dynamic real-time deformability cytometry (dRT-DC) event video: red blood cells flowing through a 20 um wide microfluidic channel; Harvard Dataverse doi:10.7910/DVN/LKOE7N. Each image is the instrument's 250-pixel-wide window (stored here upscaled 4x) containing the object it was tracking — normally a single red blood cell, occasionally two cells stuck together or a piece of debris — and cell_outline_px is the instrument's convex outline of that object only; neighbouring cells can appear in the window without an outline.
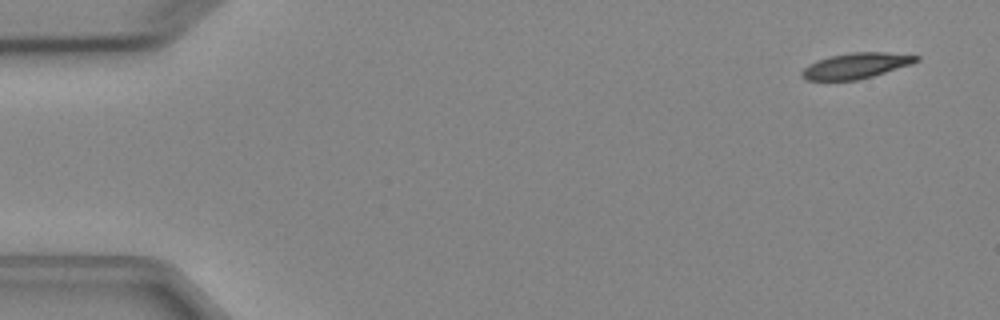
{"species": "Egyptian fruit bat (a non-hibernating species)", "species_latin": "Rousettus aegyptiacus", "temperature_condition": "cold", "stored_images_in_passage": 4, "camera_frame_rate_fps": 3000, "um_per_image_px": 0.085, "animal": {"sex": "female"}, "frame": {"image": 1, "passage_image": 1, "time_ms": 0.0, "image_size_px": [1000, 320], "cell_outline_px": [[920, 60], [912, 64], [872, 76], [856, 80], [808, 80], [800, 76], [800, 72], [808, 64], [816, 60], [828, 56], [852, 52], [888, 52], [920, 56]], "centroid_in_image_um": [72.74, 5.57], "position_along_channel_um": 12.3, "area_um2": 17.17}}
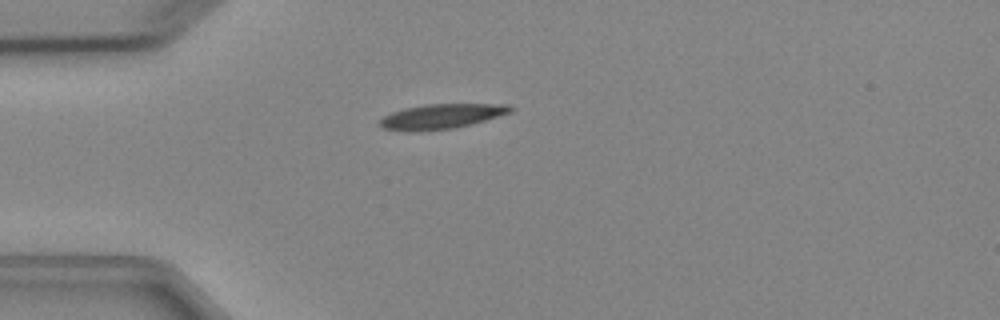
{"frame": {"image": 2, "passage_image": 4, "time_ms": 3.667, "image_size_px": [1000, 320], "cell_outline_px": [[512, 112], [484, 120], [452, 128], [416, 132], [408, 132], [380, 128], [380, 120], [384, 116], [392, 112], [404, 108], [424, 104], [512, 104]], "centroid_in_image_um": [37.48, 9.89], "position_along_channel_um": 47.5, "area_um2": 18.9}}